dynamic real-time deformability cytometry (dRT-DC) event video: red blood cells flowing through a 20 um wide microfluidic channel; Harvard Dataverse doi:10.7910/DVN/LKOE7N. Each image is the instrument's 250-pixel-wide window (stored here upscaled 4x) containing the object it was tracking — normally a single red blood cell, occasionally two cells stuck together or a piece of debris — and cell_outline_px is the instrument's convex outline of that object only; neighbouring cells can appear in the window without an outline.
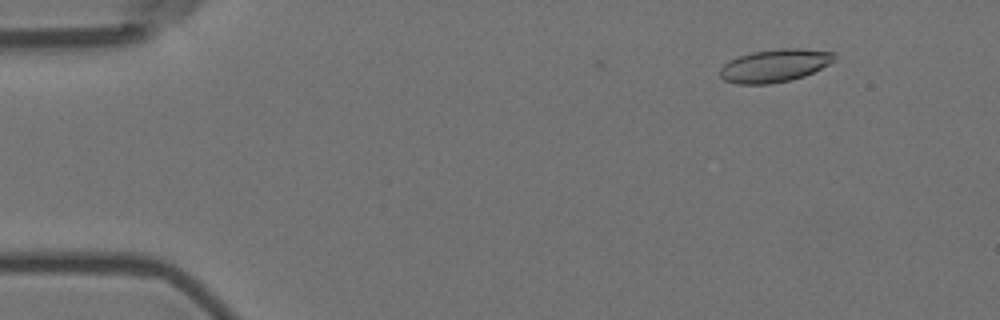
{"species": "Egyptian fruit bat (a non-hibernating species)", "species_latin": "Rousettus aegyptiacus", "temperature_condition": "room temperature", "stored_images_in_passage": 4, "camera_frame_rate_fps": 3000, "um_per_image_px": 0.085, "animal": {"sex": "female"}, "frame": {"image": 1, "passage_image": 2, "time_ms": 1.0, "image_size_px": [1000, 320], "cell_outline_px": [[836, 60], [804, 76], [788, 80], [768, 84], [736, 84], [724, 80], [720, 76], [720, 68], [728, 60], [752, 52], [780, 48], [804, 48], [836, 52]], "centroid_in_image_um": [65.86, 5.56], "position_along_channel_um": 19.1, "area_um2": 21.96}}